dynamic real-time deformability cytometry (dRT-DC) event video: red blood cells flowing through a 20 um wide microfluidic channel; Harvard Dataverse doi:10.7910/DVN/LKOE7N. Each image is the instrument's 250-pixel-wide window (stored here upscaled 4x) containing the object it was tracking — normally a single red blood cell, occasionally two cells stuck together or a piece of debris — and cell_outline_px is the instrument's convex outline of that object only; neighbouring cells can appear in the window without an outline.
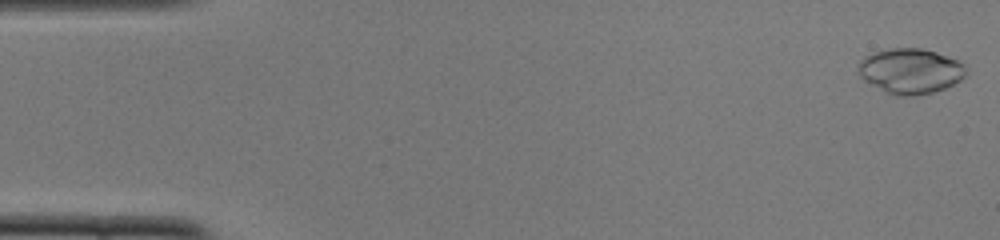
{"species": "common noctule bat (a hibernating species)", "species_latin": "Nyctalus noctula", "temperature_condition": "cold", "stored_images_in_passage": 51, "camera_frame_rate_fps": 3000, "um_per_image_px": 0.085, "animal": {"sex": "female", "body_mass_g": 22.0, "forearm_length_mm": 56.7}, "frame": {"image": 1, "passage_image": 1, "time_ms": 0.0, "image_size_px": [1000, 240], "cell_outline_px": [[964, 76], [960, 80], [944, 88], [932, 92], [912, 96], [896, 96], [864, 80], [860, 76], [856, 64], [864, 56], [872, 52], [892, 48], [920, 48], [936, 52], [956, 60], [964, 68]], "centroid_in_image_um": [77.31, 6.02], "position_along_channel_um": 7.7, "area_um2": 27.98}}